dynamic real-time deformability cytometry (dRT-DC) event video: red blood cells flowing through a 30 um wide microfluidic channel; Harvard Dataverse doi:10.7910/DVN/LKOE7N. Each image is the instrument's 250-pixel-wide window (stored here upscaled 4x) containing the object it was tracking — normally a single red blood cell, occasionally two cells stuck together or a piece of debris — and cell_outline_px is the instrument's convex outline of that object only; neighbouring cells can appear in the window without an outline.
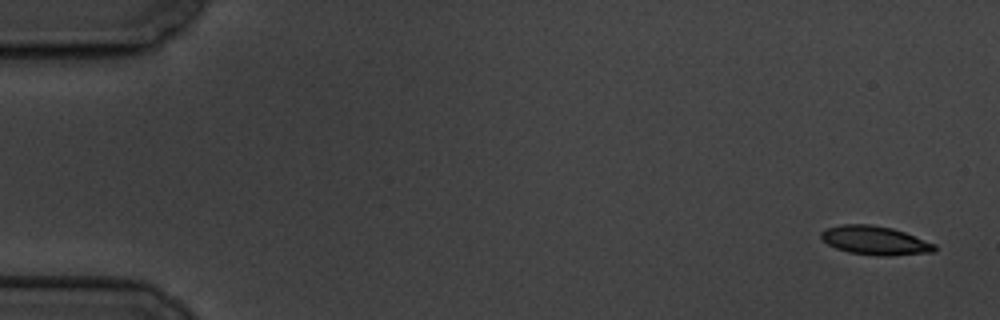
{"species": "common noctule bat (a hibernating species)", "species_latin": "Nyctalus noctula", "temperature_condition": "cold", "stored_images_in_passage": 5, "camera_frame_rate_fps": 3000, "um_per_image_px": 0.085, "animal": {"sex": "male", "body_mass_g": 19.5, "forearm_length_mm": 54.6}, "frame": {"image": 1, "passage_image": 1, "time_ms": 0.0, "image_size_px": [1000, 320], "cell_outline_px": [[936, 252], [892, 256], [876, 256], [848, 252], [836, 248], [828, 244], [820, 236], [820, 232], [828, 228], [844, 224], [872, 224], [892, 228], [904, 232], [936, 244]], "centroid_in_image_um": [74.41, 20.45], "position_along_channel_um": 10.6, "area_um2": 19.13}}
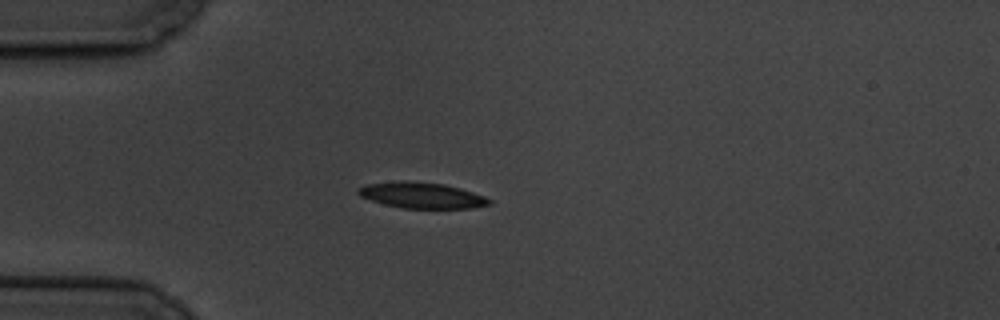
{"frame": {"image": 2, "passage_image": 5, "time_ms": 4.667, "image_size_px": [1000, 320], "cell_outline_px": [[492, 204], [468, 208], [404, 208], [384, 204], [360, 196], [356, 192], [356, 188], [368, 184], [404, 180], [408, 180], [444, 184], [460, 188], [484, 196], [492, 200]], "centroid_in_image_um": [35.83, 16.59], "position_along_channel_um": 49.2, "area_um2": 19.71}}